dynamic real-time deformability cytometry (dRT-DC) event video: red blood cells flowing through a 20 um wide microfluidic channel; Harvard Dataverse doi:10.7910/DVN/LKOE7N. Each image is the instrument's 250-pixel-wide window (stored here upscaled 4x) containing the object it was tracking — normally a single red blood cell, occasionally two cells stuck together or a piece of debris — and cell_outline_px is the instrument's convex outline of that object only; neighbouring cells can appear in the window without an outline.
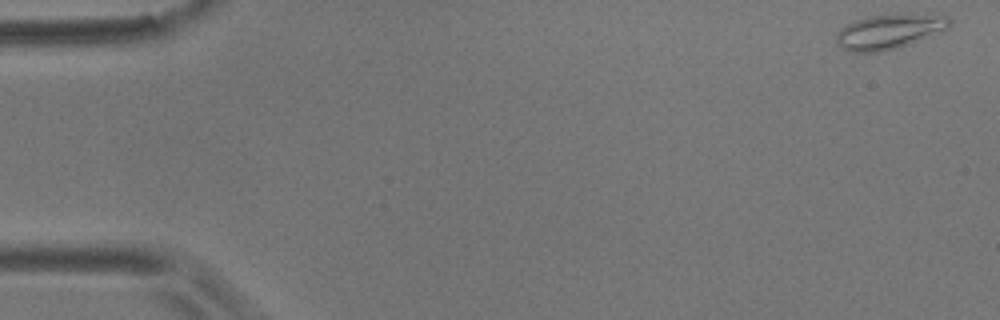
{"species": "common noctule bat (a hibernating species)", "species_latin": "Nyctalus noctula", "temperature_condition": "room temperature", "stored_images_in_passage": 7, "camera_frame_rate_fps": 3000, "um_per_image_px": 0.085, "animal": {"sex": "male", "body_mass_g": 17.9}, "frame": {"image": 1, "passage_image": 1, "time_ms": 0.0, "image_size_px": [1000, 320], "cell_outline_px": [[952, 24], [944, 32], [896, 48], [880, 52], [848, 52], [836, 40], [836, 32], [840, 28], [852, 20], [868, 16], [908, 12], [944, 12], [952, 20]], "centroid_in_image_um": [75.71, 2.61], "position_along_channel_um": 9.3, "area_um2": 24.16}}
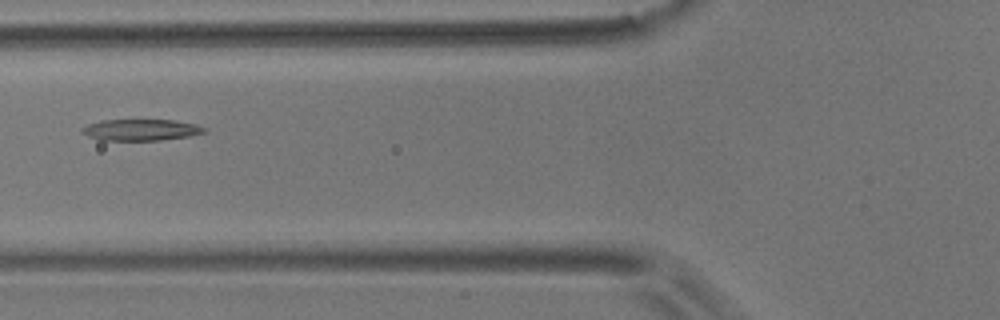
{"frame": {"image": 2, "passage_image": 7, "time_ms": 2.0, "image_size_px": [1000, 320], "cell_outline_px": [[208, 132], [192, 136], [160, 140], [100, 140], [88, 136], [80, 128], [88, 124], [100, 120], [172, 120], [196, 124], [208, 128]], "centroid_in_image_um": [12.04, 11.04], "position_along_channel_um": 113.8, "area_um2": 15.32}}